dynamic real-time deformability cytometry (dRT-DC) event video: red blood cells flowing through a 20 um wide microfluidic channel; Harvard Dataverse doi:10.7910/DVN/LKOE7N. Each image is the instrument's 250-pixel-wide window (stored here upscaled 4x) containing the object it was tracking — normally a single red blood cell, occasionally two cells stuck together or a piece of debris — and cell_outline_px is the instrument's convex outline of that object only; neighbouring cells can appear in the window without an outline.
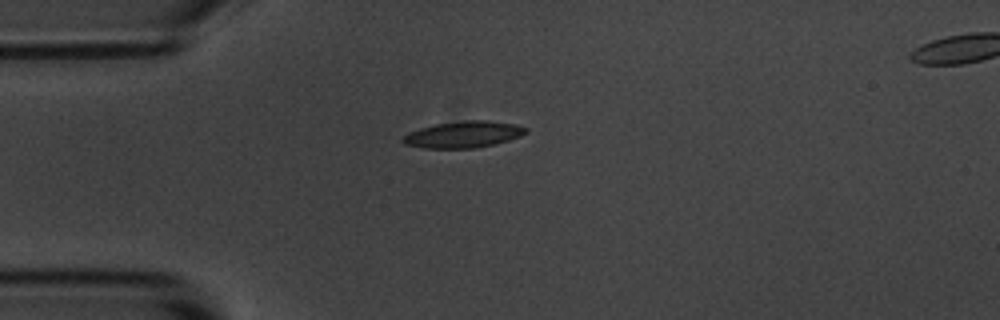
{"species": "common noctule bat (a hibernating species)", "species_latin": "Nyctalus noctula", "temperature_condition": "room temperature", "stored_images_in_passage": 42, "camera_frame_rate_fps": 3000, "um_per_image_px": 0.085, "animal": {"sex": "male", "body_mass_g": 20.1, "forearm_length_mm": 53.5}, "frame": {"image": 1, "passage_image": 1, "time_ms": 0.0, "image_size_px": [1000, 320], "cell_outline_px": [[528, 132], [520, 136], [508, 140], [476, 148], [424, 148], [404, 144], [400, 140], [408, 132], [420, 128], [436, 124], [464, 120], [484, 120], [516, 124], [528, 128]], "centroid_in_image_um": [39.38, 11.43], "position_along_channel_um": 45.6, "area_um2": 18.96}}
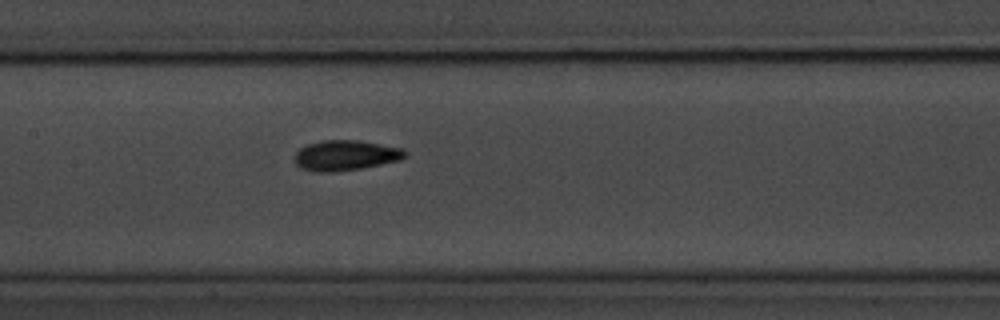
{"frame": {"image": 2, "passage_image": 13, "time_ms": 4.0, "image_size_px": [1000, 320], "cell_outline_px": [[408, 156], [400, 160], [360, 168], [332, 172], [312, 172], [300, 168], [296, 164], [296, 152], [300, 148], [308, 144], [324, 140], [356, 140], [380, 144], [400, 148], [408, 152]], "centroid_in_image_um": [29.37, 13.21], "position_along_channel_um": 178.0, "area_um2": 19.36}}
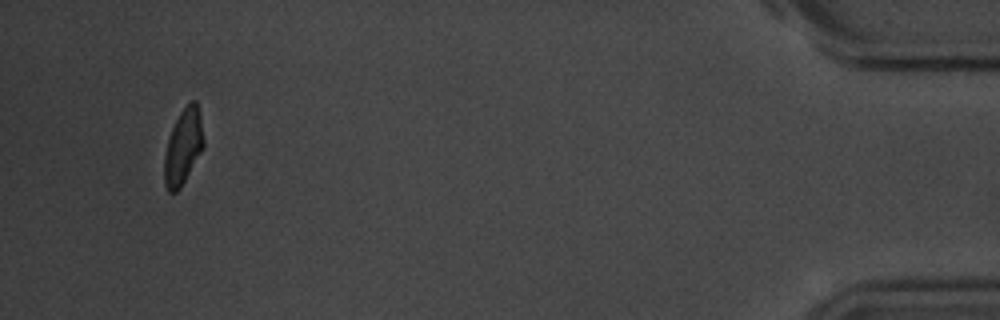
{"frame": {"image": 3, "passage_image": 39, "time_ms": 12.667, "image_size_px": [1000, 320], "cell_outline_px": [[204, 148], [180, 188], [176, 192], [168, 192], [164, 184], [164, 156], [168, 140], [172, 128], [180, 112], [192, 100], [196, 100], [200, 116], [204, 140]], "centroid_in_image_um": [15.57, 12.5], "position_along_channel_um": 419.6, "area_um2": 17.17}, "authors_computed_cell_mechanics": {"area_um2": 18.3226, "velocity_mm_per_s": 3.6754, "shape_relaxation_time_tau1_ms": 2.7678, "shape_relaxation_time_tau2_ms": 2.0101, "deformation_change_tau1": 0.1237, "deformation_change_tau2": 0.0664}}